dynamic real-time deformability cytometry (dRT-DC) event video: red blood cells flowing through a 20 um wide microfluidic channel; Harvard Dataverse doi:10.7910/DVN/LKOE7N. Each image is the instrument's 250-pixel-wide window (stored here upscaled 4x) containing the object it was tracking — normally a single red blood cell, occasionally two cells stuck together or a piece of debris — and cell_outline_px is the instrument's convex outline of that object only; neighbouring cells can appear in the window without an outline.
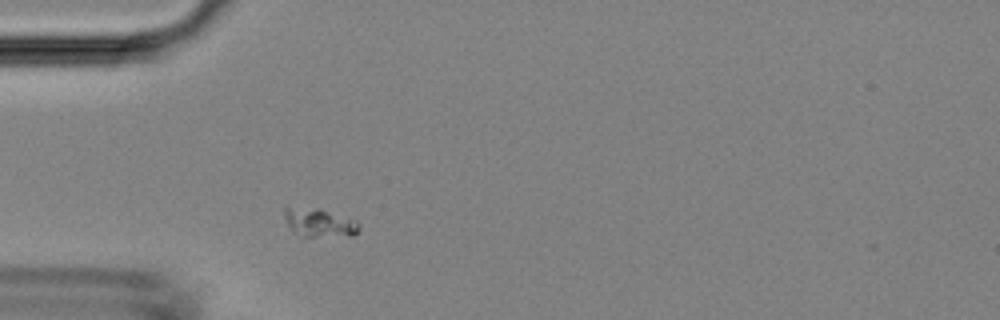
{"species": "Egyptian fruit bat (a non-hibernating species)", "species_latin": "Rousettus aegyptiacus", "temperature_condition": "room temperature", "stored_images_in_passage": 37, "camera_frame_rate_fps": 3000, "um_per_image_px": 0.085, "animal": {"sex": "female"}, "frame": {"image": 1, "passage_image": 1, "time_ms": 0.0, "image_size_px": [1000, 320], "cell_outline_px": [[360, 228], [352, 236], [304, 236], [292, 232], [284, 216], [284, 208], [320, 208], [356, 220], [360, 224]], "centroid_in_image_um": [27.17, 18.93], "position_along_channel_um": 57.8, "area_um2": 12.31}}
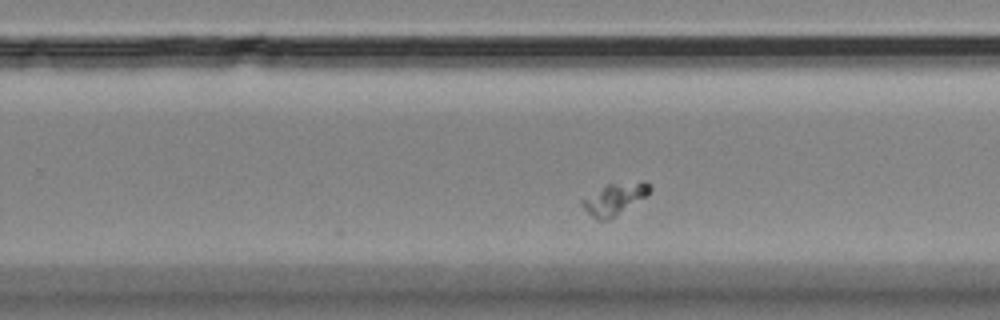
{"frame": {"image": 2, "passage_image": 18, "time_ms": 5.667, "image_size_px": [1000, 320], "cell_outline_px": [[652, 192], [608, 220], [596, 220], [580, 204], [580, 196], [608, 184], [644, 180], [652, 188]], "centroid_in_image_um": [52.18, 16.88], "position_along_channel_um": 277.6, "area_um2": 12.66}}
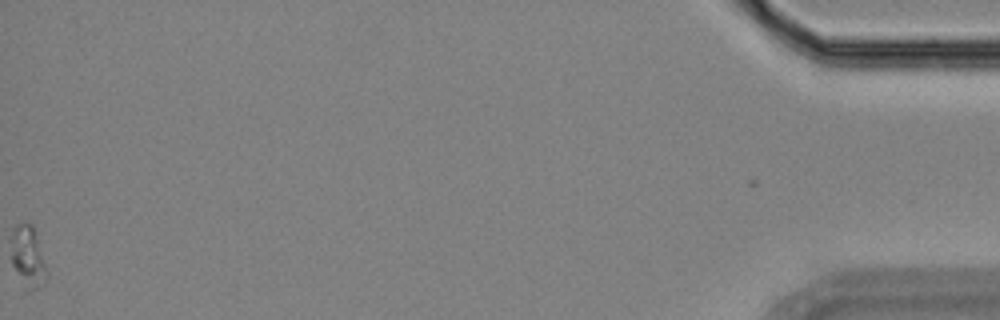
{"frame": {"image": 3, "passage_image": 37, "time_ms": 12.0, "image_size_px": [1000, 320], "cell_outline_px": [[48, 276], [44, 284], [32, 292], [24, 292], [12, 264], [12, 228], [16, 224], [32, 224], [48, 272]], "centroid_in_image_um": [2.38, 21.94], "position_along_channel_um": 432.8, "area_um2": 12.95}}